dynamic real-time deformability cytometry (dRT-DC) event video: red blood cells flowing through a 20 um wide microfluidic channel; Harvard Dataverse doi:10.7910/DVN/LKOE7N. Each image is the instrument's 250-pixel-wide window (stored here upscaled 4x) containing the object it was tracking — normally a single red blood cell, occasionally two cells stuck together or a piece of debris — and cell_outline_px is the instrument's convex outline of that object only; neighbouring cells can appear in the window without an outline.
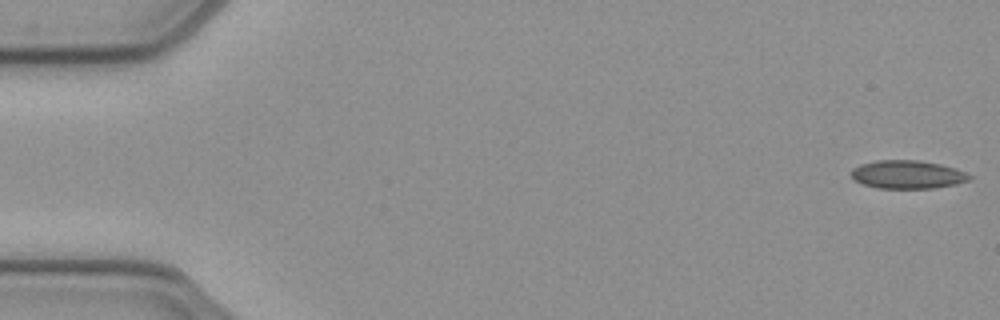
{"species": "common noctule bat (a hibernating species)", "species_latin": "Nyctalus noctula", "temperature_condition": "cold", "stored_images_in_passage": 52, "camera_frame_rate_fps": 3000, "um_per_image_px": 0.085, "animal": {"sex": "female", "body_mass_g": 21.9}, "frame": {"image": 1, "passage_image": 1, "time_ms": 0.0, "image_size_px": [1000, 320], "cell_outline_px": [[972, 176], [968, 180], [956, 184], [932, 188], [876, 188], [852, 180], [848, 172], [852, 168], [860, 164], [876, 160], [920, 160], [940, 164], [956, 168]], "centroid_in_image_um": [77.07, 14.82], "position_along_channel_um": 7.9, "area_um2": 19.65}}
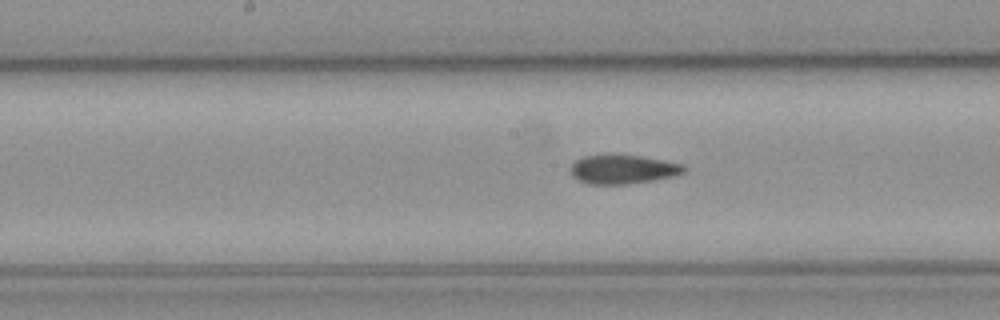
{"frame": {"image": 2, "passage_image": 26, "time_ms": 8.333, "image_size_px": [1000, 320], "cell_outline_px": [[688, 168], [684, 172], [672, 176], [652, 180], [624, 184], [588, 184], [572, 176], [568, 172], [568, 168], [576, 160], [584, 156], [640, 156], [664, 160], [684, 164]], "centroid_in_image_um": [52.94, 14.4], "position_along_channel_um": 195.3, "area_um2": 18.9}}
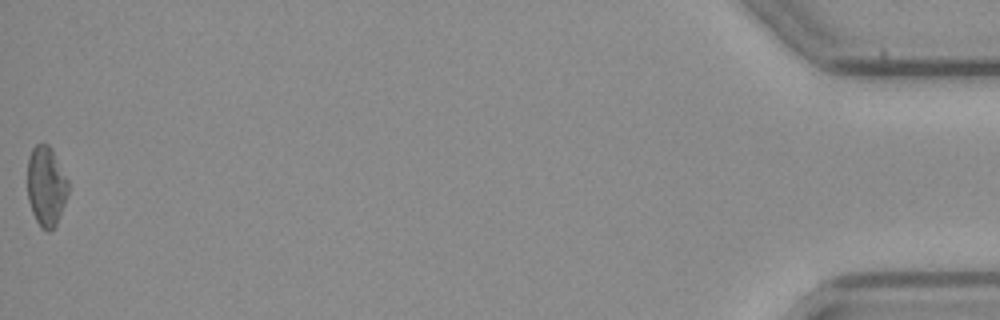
{"frame": {"image": 3, "passage_image": 52, "time_ms": 17.0, "image_size_px": [1000, 320], "cell_outline_px": [[68, 192], [64, 204], [56, 224], [48, 232], [40, 228], [32, 212], [28, 200], [28, 156], [32, 148], [36, 144], [48, 144], [68, 180]], "centroid_in_image_um": [3.9, 15.84], "position_along_channel_um": 431.3, "area_um2": 18.73}, "authors_computed_cell_mechanics": {"area_um2": 19.3919, "velocity_mm_per_s": 3.9273, "shape_relaxation_time_tau1_ms": 9.9385, "shape_relaxation_time_tau2_ms": 2.9166, "deformation_change_tau1": 0.1905, "deformation_change_tau2": 0.1072}}